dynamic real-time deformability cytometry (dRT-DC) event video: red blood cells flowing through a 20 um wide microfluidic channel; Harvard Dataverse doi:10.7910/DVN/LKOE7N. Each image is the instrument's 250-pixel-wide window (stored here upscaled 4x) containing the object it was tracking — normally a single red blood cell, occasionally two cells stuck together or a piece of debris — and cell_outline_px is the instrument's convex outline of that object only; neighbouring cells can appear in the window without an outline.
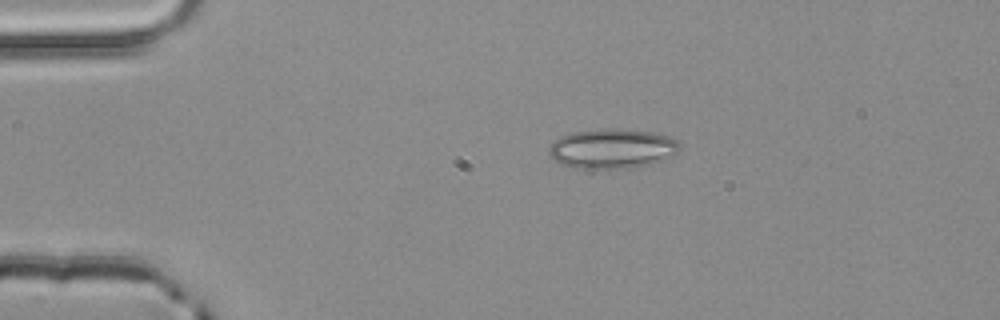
{"species": "common noctule bat (a hibernating species)", "species_latin": "Nyctalus noctula", "temperature_condition": "room temperature", "stored_images_in_passage": 2, "camera_frame_rate_fps": 3000, "um_per_image_px": 0.085, "animal": {"sex": "male", "body_mass_g": 20.4}, "frame": {"image": 1, "passage_image": 1, "time_ms": 0.0, "image_size_px": [1000, 320], "cell_outline_px": [[680, 148], [672, 156], [656, 164], [628, 168], [572, 168], [560, 164], [552, 160], [548, 152], [548, 148], [560, 136], [572, 132], [600, 128], [616, 128], [652, 132], [668, 136], [676, 140], [680, 144]], "centroid_in_image_um": [52.02, 12.64], "position_along_channel_um": 33.0, "area_um2": 30.69}}